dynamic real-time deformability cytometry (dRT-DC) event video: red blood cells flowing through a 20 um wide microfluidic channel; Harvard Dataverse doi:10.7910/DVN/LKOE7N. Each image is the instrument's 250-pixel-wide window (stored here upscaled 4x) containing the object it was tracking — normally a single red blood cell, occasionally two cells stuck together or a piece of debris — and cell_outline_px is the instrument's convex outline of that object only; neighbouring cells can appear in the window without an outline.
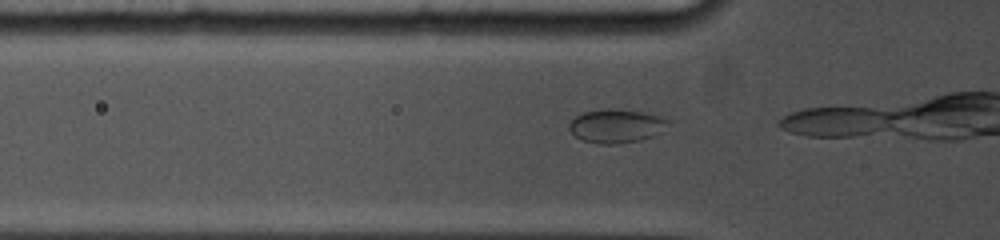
{"species": "common noctule bat (a hibernating species)", "species_latin": "Nyctalus noctula", "temperature_condition": "cold", "stored_images_in_passage": 3, "camera_frame_rate_fps": 5000, "um_per_image_px": 0.085, "animal": {"sex": "female", "body_mass_g": 19.0, "forearm_length_mm": 53.3}, "frame": {"image": 1, "passage_image": 2, "time_ms": 0.4, "image_size_px": [1000, 240], "cell_outline_px": [[672, 120], [656, 136], [640, 140], [616, 144], [600, 144], [584, 140], [576, 136], [568, 128], [568, 124], [576, 116], [584, 112], [604, 108], [612, 108], [648, 112]], "centroid_in_image_um": [52.42, 10.69], "position_along_channel_um": 73.4, "area_um2": 19.65}}